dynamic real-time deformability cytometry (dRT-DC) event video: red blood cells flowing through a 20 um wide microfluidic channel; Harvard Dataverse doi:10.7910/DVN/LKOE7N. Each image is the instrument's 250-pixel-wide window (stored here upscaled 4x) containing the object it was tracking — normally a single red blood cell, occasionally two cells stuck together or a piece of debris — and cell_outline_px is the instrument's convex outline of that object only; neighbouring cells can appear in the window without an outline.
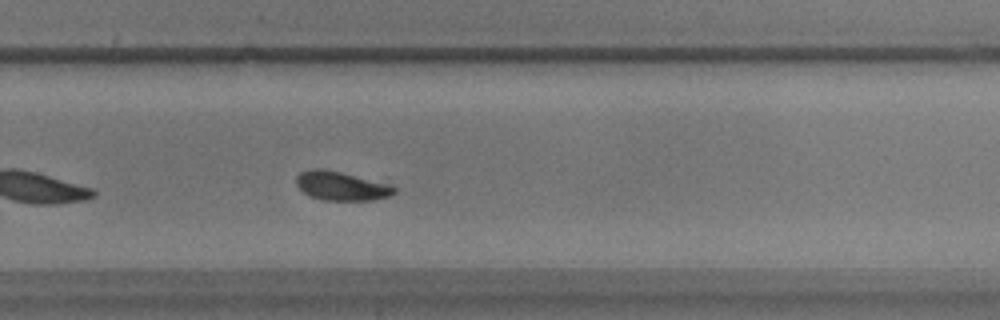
{"species": "common noctule bat (a hibernating species)", "species_latin": "Nyctalus noctula", "temperature_condition": "warm", "stored_images_in_passage": 26, "camera_frame_rate_fps": 3000, "um_per_image_px": 0.085, "animal": {"sex": "male", "body_mass_g": 17.9}, "frame": {"image": 1, "passage_image": 22, "time_ms": 7.0, "image_size_px": [1000, 320], "cell_outline_px": [[396, 192], [388, 196], [372, 200], [320, 200], [308, 196], [296, 184], [296, 176], [300, 172], [312, 168], [320, 168], [388, 176], [396, 188]], "centroid_in_image_um": [29.23, 15.73], "position_along_channel_um": 300.6, "area_um2": 18.38}}